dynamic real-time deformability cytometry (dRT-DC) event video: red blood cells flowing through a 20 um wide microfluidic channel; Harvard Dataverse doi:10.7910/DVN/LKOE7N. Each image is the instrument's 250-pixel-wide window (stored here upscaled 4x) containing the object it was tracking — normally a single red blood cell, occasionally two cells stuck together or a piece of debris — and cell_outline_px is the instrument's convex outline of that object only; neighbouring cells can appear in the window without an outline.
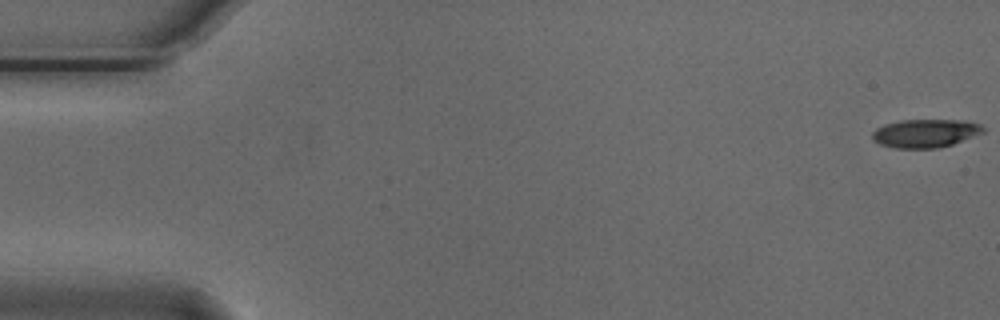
{"species": "Egyptian fruit bat (a non-hibernating species)", "species_latin": "Rousettus aegyptiacus", "temperature_condition": "cold", "stored_images_in_passage": 13, "camera_frame_rate_fps": 3000, "um_per_image_px": 0.085, "animal": {"sex": "male"}, "frame": {"image": 1, "passage_image": 1, "time_ms": 0.0, "image_size_px": [1000, 320], "cell_outline_px": [[984, 132], [952, 144], [936, 148], [896, 148], [880, 144], [872, 140], [872, 132], [876, 128], [884, 124], [900, 120], [956, 120], [980, 124], [984, 128]], "centroid_in_image_um": [78.6, 11.33], "position_along_channel_um": 6.4, "area_um2": 18.15}}